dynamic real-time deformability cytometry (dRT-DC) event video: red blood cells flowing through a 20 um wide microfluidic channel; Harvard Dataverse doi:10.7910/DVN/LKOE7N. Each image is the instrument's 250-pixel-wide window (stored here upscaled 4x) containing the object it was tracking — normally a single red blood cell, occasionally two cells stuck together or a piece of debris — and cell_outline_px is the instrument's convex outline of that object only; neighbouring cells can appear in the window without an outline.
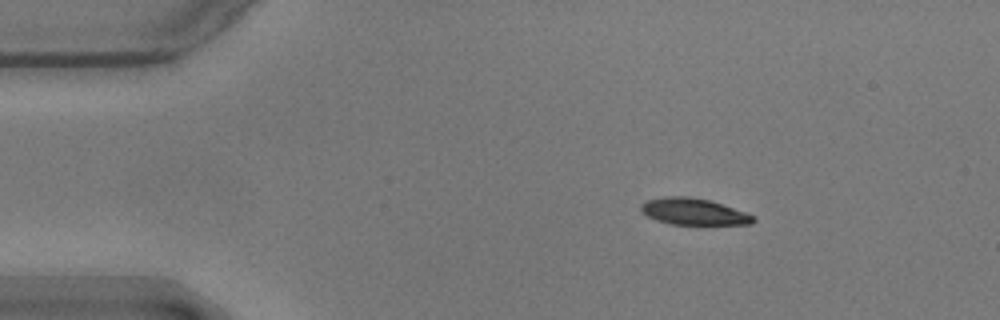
{"species": "common noctule bat (a hibernating species)", "species_latin": "Nyctalus noctula", "temperature_condition": "warm", "stored_images_in_passage": 48, "camera_frame_rate_fps": 3000, "um_per_image_px": 0.085, "animal": {"sex": "male", "body_mass_g": 17.9}, "frame": {"image": 1, "passage_image": 1, "time_ms": 0.0, "image_size_px": [1000, 320], "cell_outline_px": [[756, 220], [752, 224], [672, 224], [656, 220], [640, 212], [640, 204], [648, 200], [664, 196], [688, 196], [712, 200], [756, 216]], "centroid_in_image_um": [58.96, 17.97], "position_along_channel_um": 26.0, "area_um2": 17.51}}
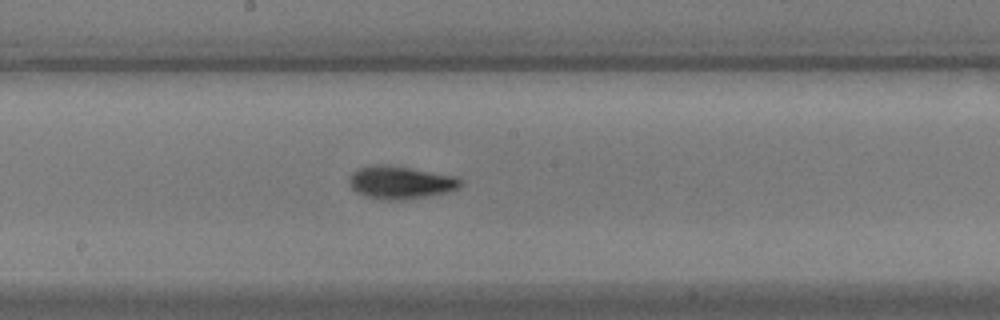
{"frame": {"image": 2, "passage_image": 22, "time_ms": 7.0, "image_size_px": [1000, 320], "cell_outline_px": [[464, 184], [456, 188], [444, 192], [404, 200], [380, 200], [364, 196], [356, 192], [348, 184], [348, 176], [356, 168], [368, 164], [388, 164], [456, 176], [464, 180]], "centroid_in_image_um": [33.96, 15.49], "position_along_channel_um": 214.2, "area_um2": 21.68}}
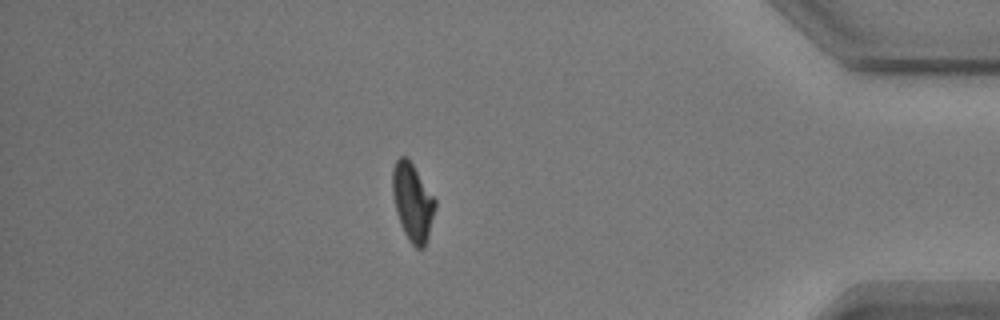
{"frame": {"image": 3, "passage_image": 41, "time_ms": 13.333, "image_size_px": [1000, 320], "cell_outline_px": [[436, 208], [428, 236], [424, 248], [416, 248], [408, 240], [400, 224], [396, 212], [392, 192], [392, 168], [396, 160], [400, 156], [408, 156], [436, 200]], "centroid_in_image_um": [35.06, 17.15], "position_along_channel_um": 400.1, "area_um2": 19.48}, "authors_computed_cell_mechanics": {"area_um2": 19.363, "velocity_mm_per_s": 3.5654, "shape_relaxation_time_tau1_ms": 2.7245, "shape_relaxation_time_tau2_ms": 2.6594, "deformation_change_tau1": 0.1439, "deformation_change_tau2": 0.0796}}